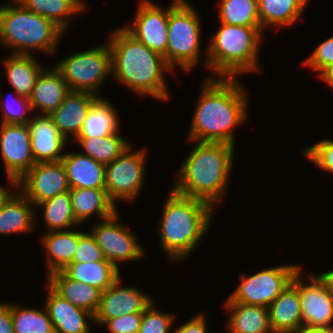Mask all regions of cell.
Segmentation results:
<instances>
[{
	"instance_id": "7bdbcfd3",
	"label": "cell",
	"mask_w": 333,
	"mask_h": 333,
	"mask_svg": "<svg viewBox=\"0 0 333 333\" xmlns=\"http://www.w3.org/2000/svg\"><path fill=\"white\" fill-rule=\"evenodd\" d=\"M201 312L192 317L184 324L178 326L173 333H207V322Z\"/></svg>"
},
{
	"instance_id": "7dc6e473",
	"label": "cell",
	"mask_w": 333,
	"mask_h": 333,
	"mask_svg": "<svg viewBox=\"0 0 333 333\" xmlns=\"http://www.w3.org/2000/svg\"><path fill=\"white\" fill-rule=\"evenodd\" d=\"M14 193L15 191H10L8 188L0 185V209L5 206V203Z\"/></svg>"
},
{
	"instance_id": "e575fe53",
	"label": "cell",
	"mask_w": 333,
	"mask_h": 333,
	"mask_svg": "<svg viewBox=\"0 0 333 333\" xmlns=\"http://www.w3.org/2000/svg\"><path fill=\"white\" fill-rule=\"evenodd\" d=\"M218 19L221 23L245 27H262L258 0H220Z\"/></svg>"
},
{
	"instance_id": "8992f818",
	"label": "cell",
	"mask_w": 333,
	"mask_h": 333,
	"mask_svg": "<svg viewBox=\"0 0 333 333\" xmlns=\"http://www.w3.org/2000/svg\"><path fill=\"white\" fill-rule=\"evenodd\" d=\"M63 35L53 22L24 8L16 0L0 5V45L12 49V54L33 55L36 50L55 54Z\"/></svg>"
},
{
	"instance_id": "cb8c5ba5",
	"label": "cell",
	"mask_w": 333,
	"mask_h": 333,
	"mask_svg": "<svg viewBox=\"0 0 333 333\" xmlns=\"http://www.w3.org/2000/svg\"><path fill=\"white\" fill-rule=\"evenodd\" d=\"M47 284L63 299L93 315L96 313L102 291L69 278L62 270L47 276Z\"/></svg>"
},
{
	"instance_id": "7c38bea8",
	"label": "cell",
	"mask_w": 333,
	"mask_h": 333,
	"mask_svg": "<svg viewBox=\"0 0 333 333\" xmlns=\"http://www.w3.org/2000/svg\"><path fill=\"white\" fill-rule=\"evenodd\" d=\"M302 267L298 271V292L300 298L302 328L313 326H332L333 288L320 273H309L305 281ZM312 274V275H311ZM305 281V282H304Z\"/></svg>"
},
{
	"instance_id": "8fae6325",
	"label": "cell",
	"mask_w": 333,
	"mask_h": 333,
	"mask_svg": "<svg viewBox=\"0 0 333 333\" xmlns=\"http://www.w3.org/2000/svg\"><path fill=\"white\" fill-rule=\"evenodd\" d=\"M118 214L119 211L101 220L100 223L93 225L89 232L101 248L105 259L120 271L119 262L140 260L145 255V250L138 243L140 240L135 233L119 222Z\"/></svg>"
},
{
	"instance_id": "ac0fdd59",
	"label": "cell",
	"mask_w": 333,
	"mask_h": 333,
	"mask_svg": "<svg viewBox=\"0 0 333 333\" xmlns=\"http://www.w3.org/2000/svg\"><path fill=\"white\" fill-rule=\"evenodd\" d=\"M45 305L55 333H90L94 315L63 299L47 284Z\"/></svg>"
},
{
	"instance_id": "7402d4cb",
	"label": "cell",
	"mask_w": 333,
	"mask_h": 333,
	"mask_svg": "<svg viewBox=\"0 0 333 333\" xmlns=\"http://www.w3.org/2000/svg\"><path fill=\"white\" fill-rule=\"evenodd\" d=\"M61 162L71 189H105L106 165L82 154V151L64 152Z\"/></svg>"
},
{
	"instance_id": "f1b7e54d",
	"label": "cell",
	"mask_w": 333,
	"mask_h": 333,
	"mask_svg": "<svg viewBox=\"0 0 333 333\" xmlns=\"http://www.w3.org/2000/svg\"><path fill=\"white\" fill-rule=\"evenodd\" d=\"M119 116L112 103L98 97L91 105L76 138H101L119 132Z\"/></svg>"
},
{
	"instance_id": "5bb4252c",
	"label": "cell",
	"mask_w": 333,
	"mask_h": 333,
	"mask_svg": "<svg viewBox=\"0 0 333 333\" xmlns=\"http://www.w3.org/2000/svg\"><path fill=\"white\" fill-rule=\"evenodd\" d=\"M137 7L133 23L130 22L122 27L166 60L169 6L163 9L151 0H142Z\"/></svg>"
},
{
	"instance_id": "681fc988",
	"label": "cell",
	"mask_w": 333,
	"mask_h": 333,
	"mask_svg": "<svg viewBox=\"0 0 333 333\" xmlns=\"http://www.w3.org/2000/svg\"><path fill=\"white\" fill-rule=\"evenodd\" d=\"M283 333H306L303 329L301 330H297V331H287V332H283Z\"/></svg>"
},
{
	"instance_id": "7a4b0ae2",
	"label": "cell",
	"mask_w": 333,
	"mask_h": 333,
	"mask_svg": "<svg viewBox=\"0 0 333 333\" xmlns=\"http://www.w3.org/2000/svg\"><path fill=\"white\" fill-rule=\"evenodd\" d=\"M111 33L108 45L112 54V78L139 96L168 100L170 92L164 76L168 71L174 73V70L165 58L135 39L123 27Z\"/></svg>"
},
{
	"instance_id": "4fadbf2b",
	"label": "cell",
	"mask_w": 333,
	"mask_h": 333,
	"mask_svg": "<svg viewBox=\"0 0 333 333\" xmlns=\"http://www.w3.org/2000/svg\"><path fill=\"white\" fill-rule=\"evenodd\" d=\"M0 152L9 184L19 188V180L36 164L27 124L0 125Z\"/></svg>"
},
{
	"instance_id": "30bf717a",
	"label": "cell",
	"mask_w": 333,
	"mask_h": 333,
	"mask_svg": "<svg viewBox=\"0 0 333 333\" xmlns=\"http://www.w3.org/2000/svg\"><path fill=\"white\" fill-rule=\"evenodd\" d=\"M146 150L132 151V145L106 165L105 190L117 206V200L133 201L145 182ZM141 189V190H140Z\"/></svg>"
},
{
	"instance_id": "9c48e42d",
	"label": "cell",
	"mask_w": 333,
	"mask_h": 333,
	"mask_svg": "<svg viewBox=\"0 0 333 333\" xmlns=\"http://www.w3.org/2000/svg\"><path fill=\"white\" fill-rule=\"evenodd\" d=\"M303 265L286 264L258 271L254 275L242 274L240 284L228 297L236 303L267 307L292 282Z\"/></svg>"
},
{
	"instance_id": "4316f807",
	"label": "cell",
	"mask_w": 333,
	"mask_h": 333,
	"mask_svg": "<svg viewBox=\"0 0 333 333\" xmlns=\"http://www.w3.org/2000/svg\"><path fill=\"white\" fill-rule=\"evenodd\" d=\"M69 192L75 219L80 224H84L93 214L104 220L118 210L105 189L73 188Z\"/></svg>"
},
{
	"instance_id": "603a6c76",
	"label": "cell",
	"mask_w": 333,
	"mask_h": 333,
	"mask_svg": "<svg viewBox=\"0 0 333 333\" xmlns=\"http://www.w3.org/2000/svg\"><path fill=\"white\" fill-rule=\"evenodd\" d=\"M223 306L229 310L226 327L230 333H274L267 307L236 303L229 298Z\"/></svg>"
},
{
	"instance_id": "277c9868",
	"label": "cell",
	"mask_w": 333,
	"mask_h": 333,
	"mask_svg": "<svg viewBox=\"0 0 333 333\" xmlns=\"http://www.w3.org/2000/svg\"><path fill=\"white\" fill-rule=\"evenodd\" d=\"M169 191L156 231L167 258L171 262L182 261L209 232L215 209L205 201Z\"/></svg>"
},
{
	"instance_id": "d6986e66",
	"label": "cell",
	"mask_w": 333,
	"mask_h": 333,
	"mask_svg": "<svg viewBox=\"0 0 333 333\" xmlns=\"http://www.w3.org/2000/svg\"><path fill=\"white\" fill-rule=\"evenodd\" d=\"M97 98V95L89 92L70 91L57 109L49 114L67 141H73L78 136L85 117Z\"/></svg>"
},
{
	"instance_id": "ab89813d",
	"label": "cell",
	"mask_w": 333,
	"mask_h": 333,
	"mask_svg": "<svg viewBox=\"0 0 333 333\" xmlns=\"http://www.w3.org/2000/svg\"><path fill=\"white\" fill-rule=\"evenodd\" d=\"M95 261H108L105 259L101 248L96 243L90 232L79 231L78 246L72 263H87Z\"/></svg>"
},
{
	"instance_id": "d6a6232c",
	"label": "cell",
	"mask_w": 333,
	"mask_h": 333,
	"mask_svg": "<svg viewBox=\"0 0 333 333\" xmlns=\"http://www.w3.org/2000/svg\"><path fill=\"white\" fill-rule=\"evenodd\" d=\"M36 207L43 210L42 218L48 232L70 230L80 225L75 219L69 191L39 203Z\"/></svg>"
},
{
	"instance_id": "83f0119b",
	"label": "cell",
	"mask_w": 333,
	"mask_h": 333,
	"mask_svg": "<svg viewBox=\"0 0 333 333\" xmlns=\"http://www.w3.org/2000/svg\"><path fill=\"white\" fill-rule=\"evenodd\" d=\"M41 244L46 249L45 256L48 275L63 270L72 263L78 246L79 231L63 230L47 232L42 236Z\"/></svg>"
},
{
	"instance_id": "9a60e30c",
	"label": "cell",
	"mask_w": 333,
	"mask_h": 333,
	"mask_svg": "<svg viewBox=\"0 0 333 333\" xmlns=\"http://www.w3.org/2000/svg\"><path fill=\"white\" fill-rule=\"evenodd\" d=\"M18 189L36 208L39 203L70 191L71 188L65 167L58 161L36 163L19 180Z\"/></svg>"
},
{
	"instance_id": "44dd1931",
	"label": "cell",
	"mask_w": 333,
	"mask_h": 333,
	"mask_svg": "<svg viewBox=\"0 0 333 333\" xmlns=\"http://www.w3.org/2000/svg\"><path fill=\"white\" fill-rule=\"evenodd\" d=\"M70 91L66 81L55 67L45 68L40 73L28 98L32 111L38 108V114H51Z\"/></svg>"
},
{
	"instance_id": "2e32d148",
	"label": "cell",
	"mask_w": 333,
	"mask_h": 333,
	"mask_svg": "<svg viewBox=\"0 0 333 333\" xmlns=\"http://www.w3.org/2000/svg\"><path fill=\"white\" fill-rule=\"evenodd\" d=\"M121 286V277L101 294L99 307L94 314V324L103 325L108 319L143 313L154 301L134 286Z\"/></svg>"
},
{
	"instance_id": "c3c4849f",
	"label": "cell",
	"mask_w": 333,
	"mask_h": 333,
	"mask_svg": "<svg viewBox=\"0 0 333 333\" xmlns=\"http://www.w3.org/2000/svg\"><path fill=\"white\" fill-rule=\"evenodd\" d=\"M322 275L328 280L329 284L333 288V270L326 271Z\"/></svg>"
},
{
	"instance_id": "5b68a950",
	"label": "cell",
	"mask_w": 333,
	"mask_h": 333,
	"mask_svg": "<svg viewBox=\"0 0 333 333\" xmlns=\"http://www.w3.org/2000/svg\"><path fill=\"white\" fill-rule=\"evenodd\" d=\"M220 28L210 37L207 60L203 63L214 77L238 78V74L260 72L259 51L262 27H245L219 22ZM259 64V65H258Z\"/></svg>"
},
{
	"instance_id": "d4e9b609",
	"label": "cell",
	"mask_w": 333,
	"mask_h": 333,
	"mask_svg": "<svg viewBox=\"0 0 333 333\" xmlns=\"http://www.w3.org/2000/svg\"><path fill=\"white\" fill-rule=\"evenodd\" d=\"M34 211V205L17 190L0 209V235L33 231L38 219Z\"/></svg>"
},
{
	"instance_id": "836d02e7",
	"label": "cell",
	"mask_w": 333,
	"mask_h": 333,
	"mask_svg": "<svg viewBox=\"0 0 333 333\" xmlns=\"http://www.w3.org/2000/svg\"><path fill=\"white\" fill-rule=\"evenodd\" d=\"M74 142L83 148L82 154L104 165L112 162L131 146L119 132L101 138H75L70 144Z\"/></svg>"
},
{
	"instance_id": "52a82bcc",
	"label": "cell",
	"mask_w": 333,
	"mask_h": 333,
	"mask_svg": "<svg viewBox=\"0 0 333 333\" xmlns=\"http://www.w3.org/2000/svg\"><path fill=\"white\" fill-rule=\"evenodd\" d=\"M188 0H173L169 5L168 47L166 62L189 72L201 56V20L199 13Z\"/></svg>"
},
{
	"instance_id": "60d3db41",
	"label": "cell",
	"mask_w": 333,
	"mask_h": 333,
	"mask_svg": "<svg viewBox=\"0 0 333 333\" xmlns=\"http://www.w3.org/2000/svg\"><path fill=\"white\" fill-rule=\"evenodd\" d=\"M331 64H333V36L316 46V49L302 62V65L317 71L318 75Z\"/></svg>"
},
{
	"instance_id": "3957f363",
	"label": "cell",
	"mask_w": 333,
	"mask_h": 333,
	"mask_svg": "<svg viewBox=\"0 0 333 333\" xmlns=\"http://www.w3.org/2000/svg\"><path fill=\"white\" fill-rule=\"evenodd\" d=\"M195 143L179 167L176 183L171 189L205 201L215 209L225 196L236 149L224 143Z\"/></svg>"
},
{
	"instance_id": "bcb514c9",
	"label": "cell",
	"mask_w": 333,
	"mask_h": 333,
	"mask_svg": "<svg viewBox=\"0 0 333 333\" xmlns=\"http://www.w3.org/2000/svg\"><path fill=\"white\" fill-rule=\"evenodd\" d=\"M306 333H333L332 326H313L302 328Z\"/></svg>"
},
{
	"instance_id": "f6af8a7d",
	"label": "cell",
	"mask_w": 333,
	"mask_h": 333,
	"mask_svg": "<svg viewBox=\"0 0 333 333\" xmlns=\"http://www.w3.org/2000/svg\"><path fill=\"white\" fill-rule=\"evenodd\" d=\"M317 76L321 81L333 88V64L329 65Z\"/></svg>"
},
{
	"instance_id": "74e56055",
	"label": "cell",
	"mask_w": 333,
	"mask_h": 333,
	"mask_svg": "<svg viewBox=\"0 0 333 333\" xmlns=\"http://www.w3.org/2000/svg\"><path fill=\"white\" fill-rule=\"evenodd\" d=\"M175 317L172 313L159 311L153 301L143 312L138 333H170L173 328V322L176 321Z\"/></svg>"
},
{
	"instance_id": "1f68e13d",
	"label": "cell",
	"mask_w": 333,
	"mask_h": 333,
	"mask_svg": "<svg viewBox=\"0 0 333 333\" xmlns=\"http://www.w3.org/2000/svg\"><path fill=\"white\" fill-rule=\"evenodd\" d=\"M62 271L69 278L91 285L102 292L121 276V272L109 261L70 263Z\"/></svg>"
},
{
	"instance_id": "ffe728a7",
	"label": "cell",
	"mask_w": 333,
	"mask_h": 333,
	"mask_svg": "<svg viewBox=\"0 0 333 333\" xmlns=\"http://www.w3.org/2000/svg\"><path fill=\"white\" fill-rule=\"evenodd\" d=\"M300 305L297 272L292 282L268 306L270 324L274 333L302 329Z\"/></svg>"
},
{
	"instance_id": "4dcf8cb0",
	"label": "cell",
	"mask_w": 333,
	"mask_h": 333,
	"mask_svg": "<svg viewBox=\"0 0 333 333\" xmlns=\"http://www.w3.org/2000/svg\"><path fill=\"white\" fill-rule=\"evenodd\" d=\"M24 8L35 12L42 17L53 22L63 32L66 33L67 28L71 24L73 15L87 9V5L83 0H16ZM71 17V18H70Z\"/></svg>"
},
{
	"instance_id": "f35d334b",
	"label": "cell",
	"mask_w": 333,
	"mask_h": 333,
	"mask_svg": "<svg viewBox=\"0 0 333 333\" xmlns=\"http://www.w3.org/2000/svg\"><path fill=\"white\" fill-rule=\"evenodd\" d=\"M302 154L320 169L333 173V139L310 145Z\"/></svg>"
},
{
	"instance_id": "d590c367",
	"label": "cell",
	"mask_w": 333,
	"mask_h": 333,
	"mask_svg": "<svg viewBox=\"0 0 333 333\" xmlns=\"http://www.w3.org/2000/svg\"><path fill=\"white\" fill-rule=\"evenodd\" d=\"M11 318L14 333H55L45 307L36 309L11 303Z\"/></svg>"
},
{
	"instance_id": "484cf974",
	"label": "cell",
	"mask_w": 333,
	"mask_h": 333,
	"mask_svg": "<svg viewBox=\"0 0 333 333\" xmlns=\"http://www.w3.org/2000/svg\"><path fill=\"white\" fill-rule=\"evenodd\" d=\"M3 63L6 78L13 92L29 98L40 73L46 67L40 65L34 55L11 54Z\"/></svg>"
},
{
	"instance_id": "f546056e",
	"label": "cell",
	"mask_w": 333,
	"mask_h": 333,
	"mask_svg": "<svg viewBox=\"0 0 333 333\" xmlns=\"http://www.w3.org/2000/svg\"><path fill=\"white\" fill-rule=\"evenodd\" d=\"M310 0H258L263 31L265 28L291 27L302 17ZM302 13V14H301ZM267 26V27H266Z\"/></svg>"
},
{
	"instance_id": "e0dca14e",
	"label": "cell",
	"mask_w": 333,
	"mask_h": 333,
	"mask_svg": "<svg viewBox=\"0 0 333 333\" xmlns=\"http://www.w3.org/2000/svg\"><path fill=\"white\" fill-rule=\"evenodd\" d=\"M27 126L31 135V150L35 162L61 161L68 141L60 133L52 117L36 113Z\"/></svg>"
},
{
	"instance_id": "ba28073f",
	"label": "cell",
	"mask_w": 333,
	"mask_h": 333,
	"mask_svg": "<svg viewBox=\"0 0 333 333\" xmlns=\"http://www.w3.org/2000/svg\"><path fill=\"white\" fill-rule=\"evenodd\" d=\"M71 91L89 92L101 97L99 89L112 75V54L106 44L63 57L53 65Z\"/></svg>"
},
{
	"instance_id": "8d00e7d4",
	"label": "cell",
	"mask_w": 333,
	"mask_h": 333,
	"mask_svg": "<svg viewBox=\"0 0 333 333\" xmlns=\"http://www.w3.org/2000/svg\"><path fill=\"white\" fill-rule=\"evenodd\" d=\"M14 95H16L14 98H11L10 95V97L7 96L3 99L0 92V109L1 112L3 111L1 123L28 124L32 117L29 112H33L29 99L19 96L17 93ZM8 97L11 98V100Z\"/></svg>"
},
{
	"instance_id": "6da1fadb",
	"label": "cell",
	"mask_w": 333,
	"mask_h": 333,
	"mask_svg": "<svg viewBox=\"0 0 333 333\" xmlns=\"http://www.w3.org/2000/svg\"><path fill=\"white\" fill-rule=\"evenodd\" d=\"M187 141L235 146L237 126L248 119V96L237 78H207L201 88Z\"/></svg>"
},
{
	"instance_id": "b9f144b4",
	"label": "cell",
	"mask_w": 333,
	"mask_h": 333,
	"mask_svg": "<svg viewBox=\"0 0 333 333\" xmlns=\"http://www.w3.org/2000/svg\"><path fill=\"white\" fill-rule=\"evenodd\" d=\"M143 313H132L108 319L103 326H107L110 333H138Z\"/></svg>"
},
{
	"instance_id": "ee69618b",
	"label": "cell",
	"mask_w": 333,
	"mask_h": 333,
	"mask_svg": "<svg viewBox=\"0 0 333 333\" xmlns=\"http://www.w3.org/2000/svg\"><path fill=\"white\" fill-rule=\"evenodd\" d=\"M0 333H14L11 318V303H0Z\"/></svg>"
}]
</instances>
